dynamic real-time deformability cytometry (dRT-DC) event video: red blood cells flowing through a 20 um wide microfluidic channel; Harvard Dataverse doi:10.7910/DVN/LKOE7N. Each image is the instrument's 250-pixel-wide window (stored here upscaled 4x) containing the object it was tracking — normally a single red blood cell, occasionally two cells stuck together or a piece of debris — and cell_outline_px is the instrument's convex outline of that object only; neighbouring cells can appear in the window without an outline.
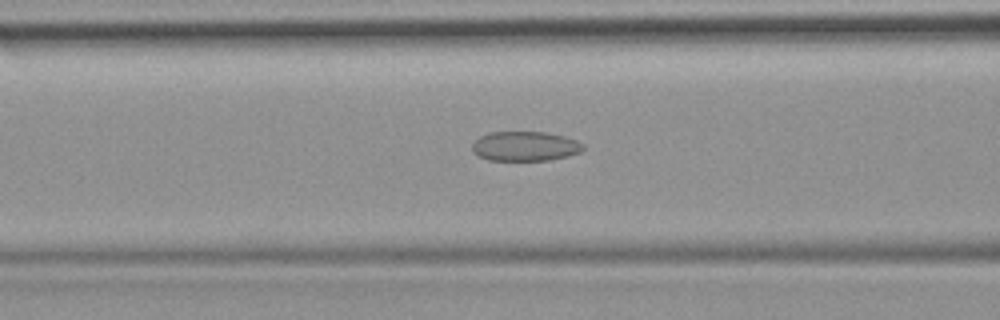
{"species": "common noctule bat (a hibernating species)", "species_latin": "Nyctalus noctula", "temperature_condition": "room temperature", "stored_images_in_passage": 47, "camera_frame_rate_fps": 3000, "um_per_image_px": 0.085, "animal": {"sex": "female", "body_mass_g": 19.9}, "frame": {"image": 1, "passage_image": 18, "time_ms": 5.667, "image_size_px": [1000, 320], "cell_outline_px": [[584, 148], [580, 152], [568, 156], [548, 160], [488, 160], [472, 152], [472, 144], [480, 136], [488, 132], [544, 132], [564, 136], [576, 140], [584, 144]], "centroid_in_image_um": [44.62, 12.42], "position_along_channel_um": 122.0, "area_um2": 19.13}}
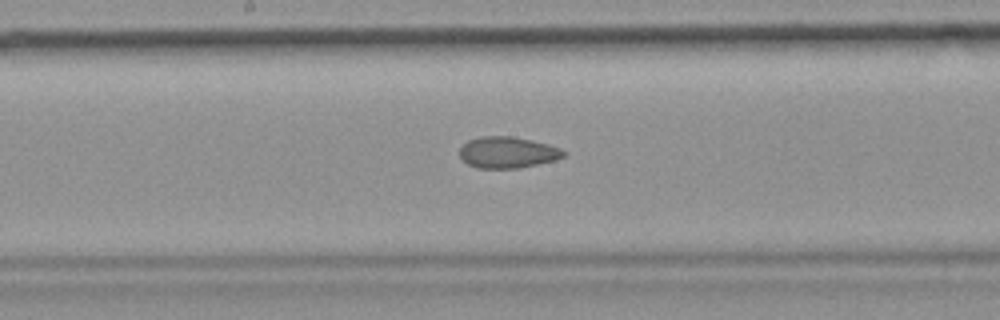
{"frame": {"image": 2, "passage_image": 24, "time_ms": 7.667, "image_size_px": [1000, 320], "cell_outline_px": [[568, 152], [564, 156], [556, 160], [520, 168], [476, 168], [468, 164], [460, 156], [460, 148], [468, 140], [480, 136], [512, 136], [548, 144], [560, 148]], "centroid_in_image_um": [43.16, 12.95], "position_along_channel_um": 205.0, "area_um2": 19.02}}
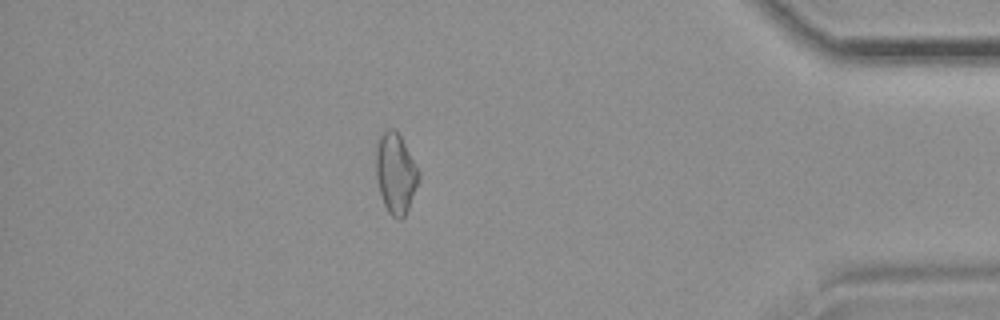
{"frame": {"image": 3, "passage_image": 41, "time_ms": 13.333, "image_size_px": [1000, 320], "cell_outline_px": [[420, 180], [408, 208], [404, 216], [400, 220], [396, 220], [388, 212], [384, 204], [380, 192], [376, 176], [376, 148], [380, 136], [388, 128], [392, 128], [400, 136], [420, 172]], "centroid_in_image_um": [33.64, 14.76], "position_along_channel_um": 401.6, "area_um2": 19.83}}